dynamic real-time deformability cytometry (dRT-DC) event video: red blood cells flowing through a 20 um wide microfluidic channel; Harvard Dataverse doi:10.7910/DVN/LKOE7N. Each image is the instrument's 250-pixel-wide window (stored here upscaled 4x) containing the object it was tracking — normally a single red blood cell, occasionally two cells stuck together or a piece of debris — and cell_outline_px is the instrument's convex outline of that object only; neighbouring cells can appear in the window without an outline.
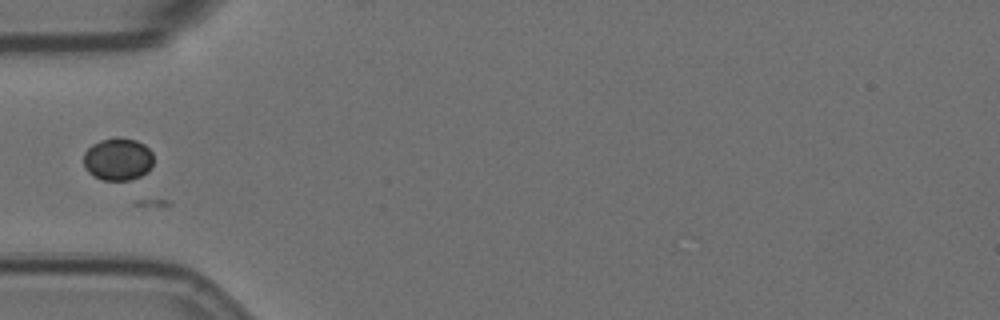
{"species": "Egyptian fruit bat (a non-hibernating species)", "species_latin": "Rousettus aegyptiacus", "temperature_condition": "room temperature", "stored_images_in_passage": 4, "camera_frame_rate_fps": 3000, "um_per_image_px": 0.085, "animal": {"sex": "female"}, "frame": {"image": 1, "passage_image": 4, "time_ms": 4.333, "image_size_px": [1000, 320], "cell_outline_px": [[152, 164], [148, 172], [140, 176], [128, 180], [104, 180], [92, 176], [84, 168], [84, 152], [92, 144], [100, 140], [116, 136], [120, 136], [136, 140], [144, 144], [152, 152]], "centroid_in_image_um": [10.0, 13.51], "position_along_channel_um": 75.0, "area_um2": 17.57}}